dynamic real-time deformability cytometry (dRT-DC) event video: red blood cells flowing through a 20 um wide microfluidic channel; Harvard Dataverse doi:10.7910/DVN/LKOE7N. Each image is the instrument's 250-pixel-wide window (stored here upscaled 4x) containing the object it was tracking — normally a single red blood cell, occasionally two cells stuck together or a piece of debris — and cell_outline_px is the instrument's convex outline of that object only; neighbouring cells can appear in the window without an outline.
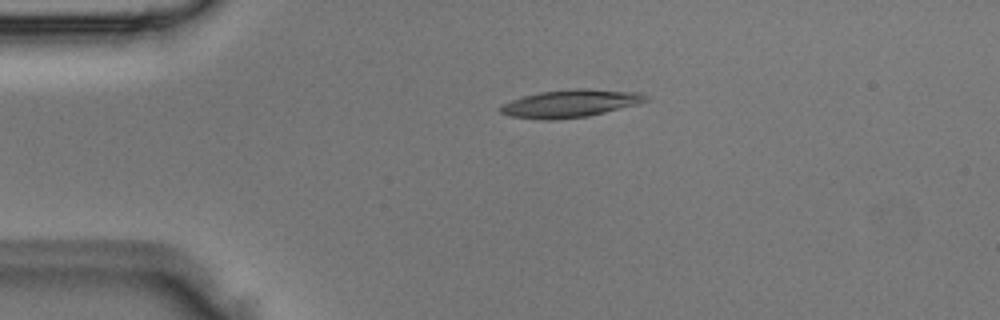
{"species": "Egyptian fruit bat (a non-hibernating species)", "species_latin": "Rousettus aegyptiacus", "temperature_condition": "room temperature", "stored_images_in_passage": 2, "camera_frame_rate_fps": 3000, "um_per_image_px": 0.085, "animal": {"sex": "male"}, "frame": {"image": 1, "passage_image": 1, "time_ms": 0.0, "image_size_px": [1000, 320], "cell_outline_px": [[648, 100], [636, 104], [588, 116], [552, 120], [544, 120], [508, 116], [500, 112], [500, 108], [504, 104], [512, 100], [524, 96], [540, 92], [576, 88], [588, 88], [640, 92], [648, 96]], "centroid_in_image_um": [48.49, 8.79], "position_along_channel_um": 36.5, "area_um2": 23.29}}